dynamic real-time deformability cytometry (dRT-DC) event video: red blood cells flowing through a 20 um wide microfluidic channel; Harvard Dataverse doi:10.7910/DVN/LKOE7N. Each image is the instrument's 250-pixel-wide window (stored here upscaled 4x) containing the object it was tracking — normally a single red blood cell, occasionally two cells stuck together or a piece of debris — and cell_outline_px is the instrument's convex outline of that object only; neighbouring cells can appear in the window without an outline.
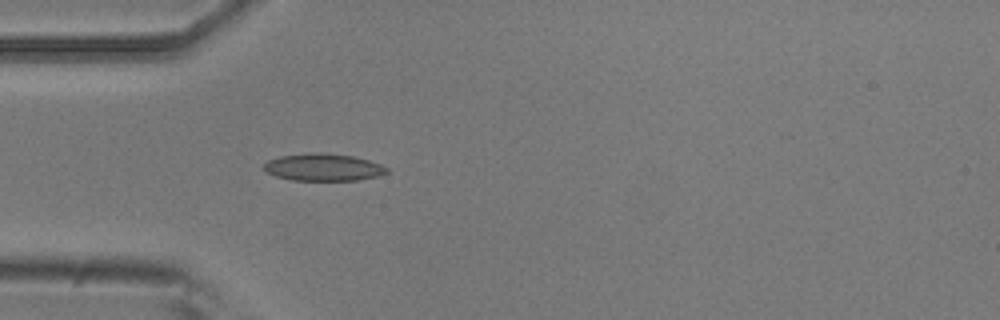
{"species": "common noctule bat (a hibernating species)", "species_latin": "Nyctalus noctula", "temperature_condition": "room temperature", "stored_images_in_passage": 3, "camera_frame_rate_fps": 3000, "um_per_image_px": 0.085, "animal": {"sex": "male", "body_mass_g": 20.5, "forearm_length_mm": 52.5}, "frame": {"image": 1, "passage_image": 3, "time_ms": 0.667, "image_size_px": [1000, 320], "cell_outline_px": [[388, 172], [376, 176], [356, 180], [292, 180], [276, 176], [264, 172], [264, 164], [268, 160], [280, 156], [308, 152], [324, 152], [352, 156], [368, 160], [380, 164], [388, 168]], "centroid_in_image_um": [27.44, 14.2], "position_along_channel_um": 57.6, "area_um2": 19.54}}